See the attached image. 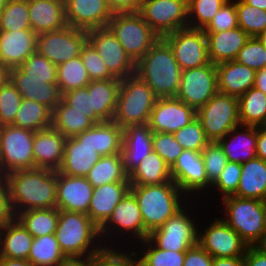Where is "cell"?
<instances>
[{
  "label": "cell",
  "instance_id": "obj_17",
  "mask_svg": "<svg viewBox=\"0 0 266 266\" xmlns=\"http://www.w3.org/2000/svg\"><path fill=\"white\" fill-rule=\"evenodd\" d=\"M198 244L213 258L244 256L249 247L229 225L217 219L198 237Z\"/></svg>",
  "mask_w": 266,
  "mask_h": 266
},
{
  "label": "cell",
  "instance_id": "obj_70",
  "mask_svg": "<svg viewBox=\"0 0 266 266\" xmlns=\"http://www.w3.org/2000/svg\"><path fill=\"white\" fill-rule=\"evenodd\" d=\"M257 38L262 43V45L266 48V29L260 33Z\"/></svg>",
  "mask_w": 266,
  "mask_h": 266
},
{
  "label": "cell",
  "instance_id": "obj_6",
  "mask_svg": "<svg viewBox=\"0 0 266 266\" xmlns=\"http://www.w3.org/2000/svg\"><path fill=\"white\" fill-rule=\"evenodd\" d=\"M223 199L229 225L248 246H257L266 234V202L257 199L228 196ZM255 244V245H254Z\"/></svg>",
  "mask_w": 266,
  "mask_h": 266
},
{
  "label": "cell",
  "instance_id": "obj_61",
  "mask_svg": "<svg viewBox=\"0 0 266 266\" xmlns=\"http://www.w3.org/2000/svg\"><path fill=\"white\" fill-rule=\"evenodd\" d=\"M244 266H266V254L257 246H249L244 255Z\"/></svg>",
  "mask_w": 266,
  "mask_h": 266
},
{
  "label": "cell",
  "instance_id": "obj_38",
  "mask_svg": "<svg viewBox=\"0 0 266 266\" xmlns=\"http://www.w3.org/2000/svg\"><path fill=\"white\" fill-rule=\"evenodd\" d=\"M86 178L93 188L112 182H130L124 168L122 153L101 156Z\"/></svg>",
  "mask_w": 266,
  "mask_h": 266
},
{
  "label": "cell",
  "instance_id": "obj_16",
  "mask_svg": "<svg viewBox=\"0 0 266 266\" xmlns=\"http://www.w3.org/2000/svg\"><path fill=\"white\" fill-rule=\"evenodd\" d=\"M196 117V110L178 98H158L150 114L148 125L154 133L173 134Z\"/></svg>",
  "mask_w": 266,
  "mask_h": 266
},
{
  "label": "cell",
  "instance_id": "obj_53",
  "mask_svg": "<svg viewBox=\"0 0 266 266\" xmlns=\"http://www.w3.org/2000/svg\"><path fill=\"white\" fill-rule=\"evenodd\" d=\"M80 57L91 81L115 78L88 41L83 46Z\"/></svg>",
  "mask_w": 266,
  "mask_h": 266
},
{
  "label": "cell",
  "instance_id": "obj_43",
  "mask_svg": "<svg viewBox=\"0 0 266 266\" xmlns=\"http://www.w3.org/2000/svg\"><path fill=\"white\" fill-rule=\"evenodd\" d=\"M90 81L80 56L57 66V85L61 93L84 88Z\"/></svg>",
  "mask_w": 266,
  "mask_h": 266
},
{
  "label": "cell",
  "instance_id": "obj_56",
  "mask_svg": "<svg viewBox=\"0 0 266 266\" xmlns=\"http://www.w3.org/2000/svg\"><path fill=\"white\" fill-rule=\"evenodd\" d=\"M228 0L217 11L209 24L203 29L204 32H222L238 27L236 4Z\"/></svg>",
  "mask_w": 266,
  "mask_h": 266
},
{
  "label": "cell",
  "instance_id": "obj_7",
  "mask_svg": "<svg viewBox=\"0 0 266 266\" xmlns=\"http://www.w3.org/2000/svg\"><path fill=\"white\" fill-rule=\"evenodd\" d=\"M107 27L135 64L160 38L137 11L114 13Z\"/></svg>",
  "mask_w": 266,
  "mask_h": 266
},
{
  "label": "cell",
  "instance_id": "obj_63",
  "mask_svg": "<svg viewBox=\"0 0 266 266\" xmlns=\"http://www.w3.org/2000/svg\"><path fill=\"white\" fill-rule=\"evenodd\" d=\"M256 157L266 162V125L257 126Z\"/></svg>",
  "mask_w": 266,
  "mask_h": 266
},
{
  "label": "cell",
  "instance_id": "obj_44",
  "mask_svg": "<svg viewBox=\"0 0 266 266\" xmlns=\"http://www.w3.org/2000/svg\"><path fill=\"white\" fill-rule=\"evenodd\" d=\"M31 29L28 0H8L0 11V30Z\"/></svg>",
  "mask_w": 266,
  "mask_h": 266
},
{
  "label": "cell",
  "instance_id": "obj_20",
  "mask_svg": "<svg viewBox=\"0 0 266 266\" xmlns=\"http://www.w3.org/2000/svg\"><path fill=\"white\" fill-rule=\"evenodd\" d=\"M10 81L23 99L34 100L53 110L62 100L57 79L26 78L19 67L10 68Z\"/></svg>",
  "mask_w": 266,
  "mask_h": 266
},
{
  "label": "cell",
  "instance_id": "obj_10",
  "mask_svg": "<svg viewBox=\"0 0 266 266\" xmlns=\"http://www.w3.org/2000/svg\"><path fill=\"white\" fill-rule=\"evenodd\" d=\"M137 12L159 37L187 28L192 19L188 0H141Z\"/></svg>",
  "mask_w": 266,
  "mask_h": 266
},
{
  "label": "cell",
  "instance_id": "obj_8",
  "mask_svg": "<svg viewBox=\"0 0 266 266\" xmlns=\"http://www.w3.org/2000/svg\"><path fill=\"white\" fill-rule=\"evenodd\" d=\"M196 116L210 142H217L230 133H236L240 126L238 98L217 92L196 111Z\"/></svg>",
  "mask_w": 266,
  "mask_h": 266
},
{
  "label": "cell",
  "instance_id": "obj_33",
  "mask_svg": "<svg viewBox=\"0 0 266 266\" xmlns=\"http://www.w3.org/2000/svg\"><path fill=\"white\" fill-rule=\"evenodd\" d=\"M3 232H6V234H3ZM0 237V244H2L0 245L2 246L0 247V257L28 259L34 237L16 218L0 228Z\"/></svg>",
  "mask_w": 266,
  "mask_h": 266
},
{
  "label": "cell",
  "instance_id": "obj_27",
  "mask_svg": "<svg viewBox=\"0 0 266 266\" xmlns=\"http://www.w3.org/2000/svg\"><path fill=\"white\" fill-rule=\"evenodd\" d=\"M218 92L239 98L254 87L256 71L236 60L216 65Z\"/></svg>",
  "mask_w": 266,
  "mask_h": 266
},
{
  "label": "cell",
  "instance_id": "obj_34",
  "mask_svg": "<svg viewBox=\"0 0 266 266\" xmlns=\"http://www.w3.org/2000/svg\"><path fill=\"white\" fill-rule=\"evenodd\" d=\"M239 186L234 196L266 202V162L255 157L241 164Z\"/></svg>",
  "mask_w": 266,
  "mask_h": 266
},
{
  "label": "cell",
  "instance_id": "obj_55",
  "mask_svg": "<svg viewBox=\"0 0 266 266\" xmlns=\"http://www.w3.org/2000/svg\"><path fill=\"white\" fill-rule=\"evenodd\" d=\"M62 99L72 106V110L84 113L85 116L90 118L95 124L103 122L95 113L92 108L91 92L88 88H79L62 93Z\"/></svg>",
  "mask_w": 266,
  "mask_h": 266
},
{
  "label": "cell",
  "instance_id": "obj_39",
  "mask_svg": "<svg viewBox=\"0 0 266 266\" xmlns=\"http://www.w3.org/2000/svg\"><path fill=\"white\" fill-rule=\"evenodd\" d=\"M27 260L33 266H65L70 262L61 251L55 234L33 238Z\"/></svg>",
  "mask_w": 266,
  "mask_h": 266
},
{
  "label": "cell",
  "instance_id": "obj_22",
  "mask_svg": "<svg viewBox=\"0 0 266 266\" xmlns=\"http://www.w3.org/2000/svg\"><path fill=\"white\" fill-rule=\"evenodd\" d=\"M36 38L32 29L0 30V62L9 68L19 67L36 51Z\"/></svg>",
  "mask_w": 266,
  "mask_h": 266
},
{
  "label": "cell",
  "instance_id": "obj_1",
  "mask_svg": "<svg viewBox=\"0 0 266 266\" xmlns=\"http://www.w3.org/2000/svg\"><path fill=\"white\" fill-rule=\"evenodd\" d=\"M5 179L15 216L18 208L24 211L56 207L57 171L44 168L18 170L6 174Z\"/></svg>",
  "mask_w": 266,
  "mask_h": 266
},
{
  "label": "cell",
  "instance_id": "obj_62",
  "mask_svg": "<svg viewBox=\"0 0 266 266\" xmlns=\"http://www.w3.org/2000/svg\"><path fill=\"white\" fill-rule=\"evenodd\" d=\"M114 13L136 12L139 9L141 0H105Z\"/></svg>",
  "mask_w": 266,
  "mask_h": 266
},
{
  "label": "cell",
  "instance_id": "obj_29",
  "mask_svg": "<svg viewBox=\"0 0 266 266\" xmlns=\"http://www.w3.org/2000/svg\"><path fill=\"white\" fill-rule=\"evenodd\" d=\"M31 29L38 35L67 26L64 2L60 0H28Z\"/></svg>",
  "mask_w": 266,
  "mask_h": 266
},
{
  "label": "cell",
  "instance_id": "obj_19",
  "mask_svg": "<svg viewBox=\"0 0 266 266\" xmlns=\"http://www.w3.org/2000/svg\"><path fill=\"white\" fill-rule=\"evenodd\" d=\"M93 190L86 177L69 176L57 171L56 208L87 214Z\"/></svg>",
  "mask_w": 266,
  "mask_h": 266
},
{
  "label": "cell",
  "instance_id": "obj_48",
  "mask_svg": "<svg viewBox=\"0 0 266 266\" xmlns=\"http://www.w3.org/2000/svg\"><path fill=\"white\" fill-rule=\"evenodd\" d=\"M22 99L10 80L0 88V126L11 125L14 122Z\"/></svg>",
  "mask_w": 266,
  "mask_h": 266
},
{
  "label": "cell",
  "instance_id": "obj_26",
  "mask_svg": "<svg viewBox=\"0 0 266 266\" xmlns=\"http://www.w3.org/2000/svg\"><path fill=\"white\" fill-rule=\"evenodd\" d=\"M130 182H112L95 187L87 215L100 228L130 191Z\"/></svg>",
  "mask_w": 266,
  "mask_h": 266
},
{
  "label": "cell",
  "instance_id": "obj_9",
  "mask_svg": "<svg viewBox=\"0 0 266 266\" xmlns=\"http://www.w3.org/2000/svg\"><path fill=\"white\" fill-rule=\"evenodd\" d=\"M35 132L13 125L0 126V173L34 168Z\"/></svg>",
  "mask_w": 266,
  "mask_h": 266
},
{
  "label": "cell",
  "instance_id": "obj_36",
  "mask_svg": "<svg viewBox=\"0 0 266 266\" xmlns=\"http://www.w3.org/2000/svg\"><path fill=\"white\" fill-rule=\"evenodd\" d=\"M172 180L170 167L156 153L152 152L129 174L131 185H157Z\"/></svg>",
  "mask_w": 266,
  "mask_h": 266
},
{
  "label": "cell",
  "instance_id": "obj_15",
  "mask_svg": "<svg viewBox=\"0 0 266 266\" xmlns=\"http://www.w3.org/2000/svg\"><path fill=\"white\" fill-rule=\"evenodd\" d=\"M87 41L115 78L124 79L135 74V63L108 27L87 31Z\"/></svg>",
  "mask_w": 266,
  "mask_h": 266
},
{
  "label": "cell",
  "instance_id": "obj_24",
  "mask_svg": "<svg viewBox=\"0 0 266 266\" xmlns=\"http://www.w3.org/2000/svg\"><path fill=\"white\" fill-rule=\"evenodd\" d=\"M66 139L52 127L35 132L33 141L34 168L58 171L63 161Z\"/></svg>",
  "mask_w": 266,
  "mask_h": 266
},
{
  "label": "cell",
  "instance_id": "obj_3",
  "mask_svg": "<svg viewBox=\"0 0 266 266\" xmlns=\"http://www.w3.org/2000/svg\"><path fill=\"white\" fill-rule=\"evenodd\" d=\"M97 235L100 236V228L87 214L59 210L55 237L61 251L70 261H81V257L85 256L87 251L86 261L104 253L108 247L88 250Z\"/></svg>",
  "mask_w": 266,
  "mask_h": 266
},
{
  "label": "cell",
  "instance_id": "obj_64",
  "mask_svg": "<svg viewBox=\"0 0 266 266\" xmlns=\"http://www.w3.org/2000/svg\"><path fill=\"white\" fill-rule=\"evenodd\" d=\"M212 266H244V256L232 258H213Z\"/></svg>",
  "mask_w": 266,
  "mask_h": 266
},
{
  "label": "cell",
  "instance_id": "obj_35",
  "mask_svg": "<svg viewBox=\"0 0 266 266\" xmlns=\"http://www.w3.org/2000/svg\"><path fill=\"white\" fill-rule=\"evenodd\" d=\"M95 123L79 111L72 110L63 99L52 110L51 127L64 137H75L90 129Z\"/></svg>",
  "mask_w": 266,
  "mask_h": 266
},
{
  "label": "cell",
  "instance_id": "obj_58",
  "mask_svg": "<svg viewBox=\"0 0 266 266\" xmlns=\"http://www.w3.org/2000/svg\"><path fill=\"white\" fill-rule=\"evenodd\" d=\"M107 249L104 253L93 258V266H139L136 260L125 253Z\"/></svg>",
  "mask_w": 266,
  "mask_h": 266
},
{
  "label": "cell",
  "instance_id": "obj_54",
  "mask_svg": "<svg viewBox=\"0 0 266 266\" xmlns=\"http://www.w3.org/2000/svg\"><path fill=\"white\" fill-rule=\"evenodd\" d=\"M153 152H156L171 167L184 149L178 144L174 134L153 133Z\"/></svg>",
  "mask_w": 266,
  "mask_h": 266
},
{
  "label": "cell",
  "instance_id": "obj_12",
  "mask_svg": "<svg viewBox=\"0 0 266 266\" xmlns=\"http://www.w3.org/2000/svg\"><path fill=\"white\" fill-rule=\"evenodd\" d=\"M171 47L182 70L210 63L206 33L202 29L183 28L162 37Z\"/></svg>",
  "mask_w": 266,
  "mask_h": 266
},
{
  "label": "cell",
  "instance_id": "obj_52",
  "mask_svg": "<svg viewBox=\"0 0 266 266\" xmlns=\"http://www.w3.org/2000/svg\"><path fill=\"white\" fill-rule=\"evenodd\" d=\"M201 154L204 161L206 176L208 181L212 184L224 170L228 163V159L218 142H210L201 151Z\"/></svg>",
  "mask_w": 266,
  "mask_h": 266
},
{
  "label": "cell",
  "instance_id": "obj_65",
  "mask_svg": "<svg viewBox=\"0 0 266 266\" xmlns=\"http://www.w3.org/2000/svg\"><path fill=\"white\" fill-rule=\"evenodd\" d=\"M254 87L266 94V67L256 71Z\"/></svg>",
  "mask_w": 266,
  "mask_h": 266
},
{
  "label": "cell",
  "instance_id": "obj_60",
  "mask_svg": "<svg viewBox=\"0 0 266 266\" xmlns=\"http://www.w3.org/2000/svg\"><path fill=\"white\" fill-rule=\"evenodd\" d=\"M212 261L213 257L197 244L185 252L183 266H212Z\"/></svg>",
  "mask_w": 266,
  "mask_h": 266
},
{
  "label": "cell",
  "instance_id": "obj_67",
  "mask_svg": "<svg viewBox=\"0 0 266 266\" xmlns=\"http://www.w3.org/2000/svg\"><path fill=\"white\" fill-rule=\"evenodd\" d=\"M10 80V68L0 62V88Z\"/></svg>",
  "mask_w": 266,
  "mask_h": 266
},
{
  "label": "cell",
  "instance_id": "obj_11",
  "mask_svg": "<svg viewBox=\"0 0 266 266\" xmlns=\"http://www.w3.org/2000/svg\"><path fill=\"white\" fill-rule=\"evenodd\" d=\"M87 42V31L72 26L37 35L36 51L58 66L80 56Z\"/></svg>",
  "mask_w": 266,
  "mask_h": 266
},
{
  "label": "cell",
  "instance_id": "obj_5",
  "mask_svg": "<svg viewBox=\"0 0 266 266\" xmlns=\"http://www.w3.org/2000/svg\"><path fill=\"white\" fill-rule=\"evenodd\" d=\"M157 99L151 87L136 74L121 79L113 121L123 129L148 124Z\"/></svg>",
  "mask_w": 266,
  "mask_h": 266
},
{
  "label": "cell",
  "instance_id": "obj_32",
  "mask_svg": "<svg viewBox=\"0 0 266 266\" xmlns=\"http://www.w3.org/2000/svg\"><path fill=\"white\" fill-rule=\"evenodd\" d=\"M121 79L110 78L107 80L90 81L86 86L91 92V102L94 113L102 121H113Z\"/></svg>",
  "mask_w": 266,
  "mask_h": 266
},
{
  "label": "cell",
  "instance_id": "obj_57",
  "mask_svg": "<svg viewBox=\"0 0 266 266\" xmlns=\"http://www.w3.org/2000/svg\"><path fill=\"white\" fill-rule=\"evenodd\" d=\"M241 171L240 163L228 161L219 177L212 183V186L215 185L222 191L223 198L234 196L239 186Z\"/></svg>",
  "mask_w": 266,
  "mask_h": 266
},
{
  "label": "cell",
  "instance_id": "obj_45",
  "mask_svg": "<svg viewBox=\"0 0 266 266\" xmlns=\"http://www.w3.org/2000/svg\"><path fill=\"white\" fill-rule=\"evenodd\" d=\"M238 27L250 37H257L266 29V10L255 8L242 0L235 2Z\"/></svg>",
  "mask_w": 266,
  "mask_h": 266
},
{
  "label": "cell",
  "instance_id": "obj_23",
  "mask_svg": "<svg viewBox=\"0 0 266 266\" xmlns=\"http://www.w3.org/2000/svg\"><path fill=\"white\" fill-rule=\"evenodd\" d=\"M153 133L148 124L129 125L123 129L121 153L128 175L153 152Z\"/></svg>",
  "mask_w": 266,
  "mask_h": 266
},
{
  "label": "cell",
  "instance_id": "obj_50",
  "mask_svg": "<svg viewBox=\"0 0 266 266\" xmlns=\"http://www.w3.org/2000/svg\"><path fill=\"white\" fill-rule=\"evenodd\" d=\"M19 68L26 73V78L57 79V66L37 51L30 55Z\"/></svg>",
  "mask_w": 266,
  "mask_h": 266
},
{
  "label": "cell",
  "instance_id": "obj_18",
  "mask_svg": "<svg viewBox=\"0 0 266 266\" xmlns=\"http://www.w3.org/2000/svg\"><path fill=\"white\" fill-rule=\"evenodd\" d=\"M64 9L67 25L85 31L107 27L114 14L105 0H67Z\"/></svg>",
  "mask_w": 266,
  "mask_h": 266
},
{
  "label": "cell",
  "instance_id": "obj_51",
  "mask_svg": "<svg viewBox=\"0 0 266 266\" xmlns=\"http://www.w3.org/2000/svg\"><path fill=\"white\" fill-rule=\"evenodd\" d=\"M235 60L255 71L262 70L266 67V48L257 37H250Z\"/></svg>",
  "mask_w": 266,
  "mask_h": 266
},
{
  "label": "cell",
  "instance_id": "obj_21",
  "mask_svg": "<svg viewBox=\"0 0 266 266\" xmlns=\"http://www.w3.org/2000/svg\"><path fill=\"white\" fill-rule=\"evenodd\" d=\"M170 170L172 180L183 192L199 191L211 184L206 176L201 152L184 150Z\"/></svg>",
  "mask_w": 266,
  "mask_h": 266
},
{
  "label": "cell",
  "instance_id": "obj_41",
  "mask_svg": "<svg viewBox=\"0 0 266 266\" xmlns=\"http://www.w3.org/2000/svg\"><path fill=\"white\" fill-rule=\"evenodd\" d=\"M241 126L266 125V94L256 87L250 88L238 98Z\"/></svg>",
  "mask_w": 266,
  "mask_h": 266
},
{
  "label": "cell",
  "instance_id": "obj_69",
  "mask_svg": "<svg viewBox=\"0 0 266 266\" xmlns=\"http://www.w3.org/2000/svg\"><path fill=\"white\" fill-rule=\"evenodd\" d=\"M65 266H93V258L89 261H86L85 259L81 261H70Z\"/></svg>",
  "mask_w": 266,
  "mask_h": 266
},
{
  "label": "cell",
  "instance_id": "obj_49",
  "mask_svg": "<svg viewBox=\"0 0 266 266\" xmlns=\"http://www.w3.org/2000/svg\"><path fill=\"white\" fill-rule=\"evenodd\" d=\"M227 1L228 0H188V17L192 16L198 20V23L190 22L188 27L203 30L209 24L217 11ZM191 23L193 25H191Z\"/></svg>",
  "mask_w": 266,
  "mask_h": 266
},
{
  "label": "cell",
  "instance_id": "obj_2",
  "mask_svg": "<svg viewBox=\"0 0 266 266\" xmlns=\"http://www.w3.org/2000/svg\"><path fill=\"white\" fill-rule=\"evenodd\" d=\"M181 73L171 47L162 37L135 64V74L151 87L158 98L176 97Z\"/></svg>",
  "mask_w": 266,
  "mask_h": 266
},
{
  "label": "cell",
  "instance_id": "obj_31",
  "mask_svg": "<svg viewBox=\"0 0 266 266\" xmlns=\"http://www.w3.org/2000/svg\"><path fill=\"white\" fill-rule=\"evenodd\" d=\"M111 223L120 229L133 232L141 241L148 238L149 232L144 227L139 206L130 191L117 204L109 219L100 227V235L109 229L107 225L111 226Z\"/></svg>",
  "mask_w": 266,
  "mask_h": 266
},
{
  "label": "cell",
  "instance_id": "obj_66",
  "mask_svg": "<svg viewBox=\"0 0 266 266\" xmlns=\"http://www.w3.org/2000/svg\"><path fill=\"white\" fill-rule=\"evenodd\" d=\"M0 266H33L28 260L0 257Z\"/></svg>",
  "mask_w": 266,
  "mask_h": 266
},
{
  "label": "cell",
  "instance_id": "obj_25",
  "mask_svg": "<svg viewBox=\"0 0 266 266\" xmlns=\"http://www.w3.org/2000/svg\"><path fill=\"white\" fill-rule=\"evenodd\" d=\"M81 144L90 145L100 156L120 154L123 144V128L114 121L94 124L75 136Z\"/></svg>",
  "mask_w": 266,
  "mask_h": 266
},
{
  "label": "cell",
  "instance_id": "obj_14",
  "mask_svg": "<svg viewBox=\"0 0 266 266\" xmlns=\"http://www.w3.org/2000/svg\"><path fill=\"white\" fill-rule=\"evenodd\" d=\"M217 92L216 65L210 62L207 65L182 70L176 98L197 111Z\"/></svg>",
  "mask_w": 266,
  "mask_h": 266
},
{
  "label": "cell",
  "instance_id": "obj_72",
  "mask_svg": "<svg viewBox=\"0 0 266 266\" xmlns=\"http://www.w3.org/2000/svg\"><path fill=\"white\" fill-rule=\"evenodd\" d=\"M8 0H0V11L2 10V8L6 5Z\"/></svg>",
  "mask_w": 266,
  "mask_h": 266
},
{
  "label": "cell",
  "instance_id": "obj_46",
  "mask_svg": "<svg viewBox=\"0 0 266 266\" xmlns=\"http://www.w3.org/2000/svg\"><path fill=\"white\" fill-rule=\"evenodd\" d=\"M175 139L184 150L201 152L210 140L206 137L205 131L200 120L196 117L192 122L175 131Z\"/></svg>",
  "mask_w": 266,
  "mask_h": 266
},
{
  "label": "cell",
  "instance_id": "obj_37",
  "mask_svg": "<svg viewBox=\"0 0 266 266\" xmlns=\"http://www.w3.org/2000/svg\"><path fill=\"white\" fill-rule=\"evenodd\" d=\"M243 127H246V132L233 135L235 137L230 142L225 136L217 141L228 161L242 164L256 157L257 127L248 125Z\"/></svg>",
  "mask_w": 266,
  "mask_h": 266
},
{
  "label": "cell",
  "instance_id": "obj_40",
  "mask_svg": "<svg viewBox=\"0 0 266 266\" xmlns=\"http://www.w3.org/2000/svg\"><path fill=\"white\" fill-rule=\"evenodd\" d=\"M15 218L36 238L47 234H55L59 220V209L54 207L50 209L19 210Z\"/></svg>",
  "mask_w": 266,
  "mask_h": 266
},
{
  "label": "cell",
  "instance_id": "obj_13",
  "mask_svg": "<svg viewBox=\"0 0 266 266\" xmlns=\"http://www.w3.org/2000/svg\"><path fill=\"white\" fill-rule=\"evenodd\" d=\"M193 222L181 208L161 227L151 231L147 239L152 243L156 242V248L186 252L198 244L200 236Z\"/></svg>",
  "mask_w": 266,
  "mask_h": 266
},
{
  "label": "cell",
  "instance_id": "obj_42",
  "mask_svg": "<svg viewBox=\"0 0 266 266\" xmlns=\"http://www.w3.org/2000/svg\"><path fill=\"white\" fill-rule=\"evenodd\" d=\"M51 124L52 110L49 107L34 100L22 99L11 125L37 132L50 128Z\"/></svg>",
  "mask_w": 266,
  "mask_h": 266
},
{
  "label": "cell",
  "instance_id": "obj_47",
  "mask_svg": "<svg viewBox=\"0 0 266 266\" xmlns=\"http://www.w3.org/2000/svg\"><path fill=\"white\" fill-rule=\"evenodd\" d=\"M143 243H149V249L137 262L139 266H183L185 252L162 250L154 247L151 241L145 239ZM153 245V248H152Z\"/></svg>",
  "mask_w": 266,
  "mask_h": 266
},
{
  "label": "cell",
  "instance_id": "obj_71",
  "mask_svg": "<svg viewBox=\"0 0 266 266\" xmlns=\"http://www.w3.org/2000/svg\"><path fill=\"white\" fill-rule=\"evenodd\" d=\"M257 247L266 254V234L263 237V239L261 240V242L259 244H257Z\"/></svg>",
  "mask_w": 266,
  "mask_h": 266
},
{
  "label": "cell",
  "instance_id": "obj_30",
  "mask_svg": "<svg viewBox=\"0 0 266 266\" xmlns=\"http://www.w3.org/2000/svg\"><path fill=\"white\" fill-rule=\"evenodd\" d=\"M101 156L88 144L75 137L66 139L63 161L58 172L74 177H86Z\"/></svg>",
  "mask_w": 266,
  "mask_h": 266
},
{
  "label": "cell",
  "instance_id": "obj_68",
  "mask_svg": "<svg viewBox=\"0 0 266 266\" xmlns=\"http://www.w3.org/2000/svg\"><path fill=\"white\" fill-rule=\"evenodd\" d=\"M244 3L254 6L255 8H260L266 10V0H242Z\"/></svg>",
  "mask_w": 266,
  "mask_h": 266
},
{
  "label": "cell",
  "instance_id": "obj_4",
  "mask_svg": "<svg viewBox=\"0 0 266 266\" xmlns=\"http://www.w3.org/2000/svg\"><path fill=\"white\" fill-rule=\"evenodd\" d=\"M179 187L173 180L157 185H131L130 192L139 206L145 229L151 231L161 227L179 211Z\"/></svg>",
  "mask_w": 266,
  "mask_h": 266
},
{
  "label": "cell",
  "instance_id": "obj_28",
  "mask_svg": "<svg viewBox=\"0 0 266 266\" xmlns=\"http://www.w3.org/2000/svg\"><path fill=\"white\" fill-rule=\"evenodd\" d=\"M207 38L208 57L211 63L235 60L239 51L250 36L240 27L222 32H205Z\"/></svg>",
  "mask_w": 266,
  "mask_h": 266
},
{
  "label": "cell",
  "instance_id": "obj_59",
  "mask_svg": "<svg viewBox=\"0 0 266 266\" xmlns=\"http://www.w3.org/2000/svg\"><path fill=\"white\" fill-rule=\"evenodd\" d=\"M14 218L15 215L10 204L8 184L5 176H2L0 178V228L11 222Z\"/></svg>",
  "mask_w": 266,
  "mask_h": 266
}]
</instances>
